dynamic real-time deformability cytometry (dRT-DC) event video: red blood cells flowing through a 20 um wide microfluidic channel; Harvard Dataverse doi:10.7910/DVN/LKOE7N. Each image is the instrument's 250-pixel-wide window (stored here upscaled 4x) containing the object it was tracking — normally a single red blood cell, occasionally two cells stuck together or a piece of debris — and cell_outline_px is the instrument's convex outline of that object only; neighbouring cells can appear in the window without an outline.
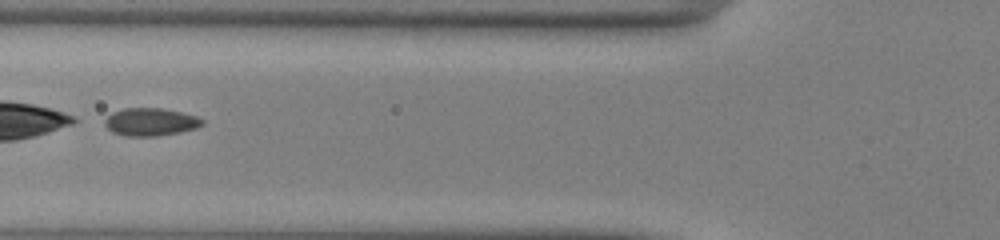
{"species": "common noctule bat (a hibernating species)", "species_latin": "Nyctalus noctula", "temperature_condition": "warm", "stored_images_in_passage": 48, "camera_frame_rate_fps": 3000, "um_per_image_px": 0.085, "animal": {"sex": "male", "body_mass_g": 13.0, "forearm_length_mm": 53.1}, "frame": {"image": 1, "passage_image": 18, "time_ms": 5.667, "image_size_px": [1000, 240], "cell_outline_px": [[204, 124], [196, 128], [180, 132], [156, 136], [124, 136], [112, 132], [104, 124], [104, 120], [112, 112], [124, 108], [160, 108], [180, 112], [196, 116], [204, 120]], "centroid_in_image_um": [12.78, 10.37], "position_along_channel_um": 113.0, "area_um2": 15.78}}